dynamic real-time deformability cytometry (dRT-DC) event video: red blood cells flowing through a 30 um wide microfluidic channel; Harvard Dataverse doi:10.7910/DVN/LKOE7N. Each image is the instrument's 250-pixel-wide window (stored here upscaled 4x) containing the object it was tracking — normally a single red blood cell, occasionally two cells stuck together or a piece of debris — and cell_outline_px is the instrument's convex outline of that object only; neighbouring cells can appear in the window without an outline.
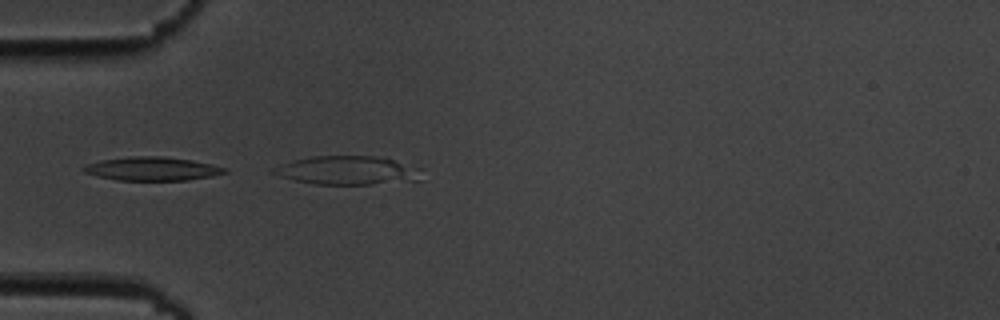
{"species": "common noctule bat (a hibernating species)", "species_latin": "Nyctalus noctula", "temperature_condition": "cold", "stored_images_in_passage": 5, "camera_frame_rate_fps": 3000, "um_per_image_px": 0.085, "animal": {"sex": "male", "body_mass_g": 19.5, "forearm_length_mm": 54.6}, "frame": {"image": 1, "passage_image": 4, "time_ms": 3.333, "image_size_px": [1000, 320], "cell_outline_px": [[424, 168], [420, 180], [372, 184], [316, 184], [296, 180], [280, 176], [268, 172], [292, 160], [312, 156], [384, 156]], "centroid_in_image_um": [29.66, 14.47], "position_along_channel_um": 55.3, "area_um2": 24.97}}